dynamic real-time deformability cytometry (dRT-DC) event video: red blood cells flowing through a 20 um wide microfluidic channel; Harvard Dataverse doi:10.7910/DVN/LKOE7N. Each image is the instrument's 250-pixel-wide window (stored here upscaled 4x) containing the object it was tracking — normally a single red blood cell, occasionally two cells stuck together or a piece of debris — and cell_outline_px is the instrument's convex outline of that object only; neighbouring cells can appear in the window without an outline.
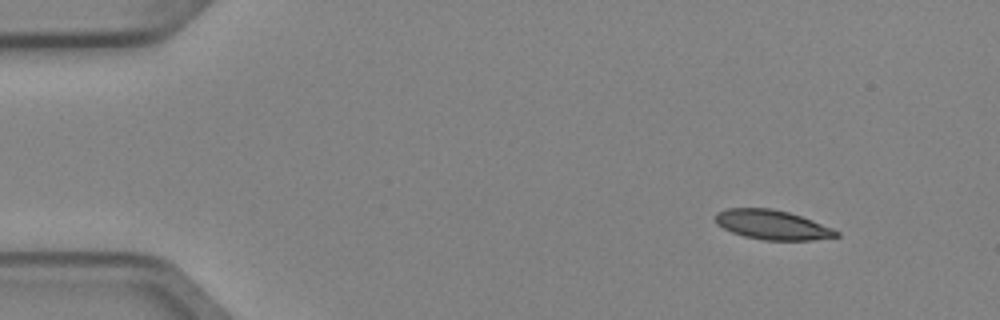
{"species": "Egyptian fruit bat (a non-hibernating species)", "species_latin": "Rousettus aegyptiacus", "temperature_condition": "cold", "stored_images_in_passage": 6, "camera_frame_rate_fps": 3000, "um_per_image_px": 0.085, "animal": {"sex": "female"}, "frame": {"image": 1, "passage_image": 1, "time_ms": 0.0, "image_size_px": [1000, 320], "cell_outline_px": [[840, 236], [812, 240], [764, 240], [744, 236], [732, 232], [716, 224], [716, 212], [728, 208], [772, 208], [788, 212], [812, 220], [832, 228], [840, 232]], "centroid_in_image_um": [65.65, 19.11], "position_along_channel_um": 19.4, "area_um2": 20.69}}
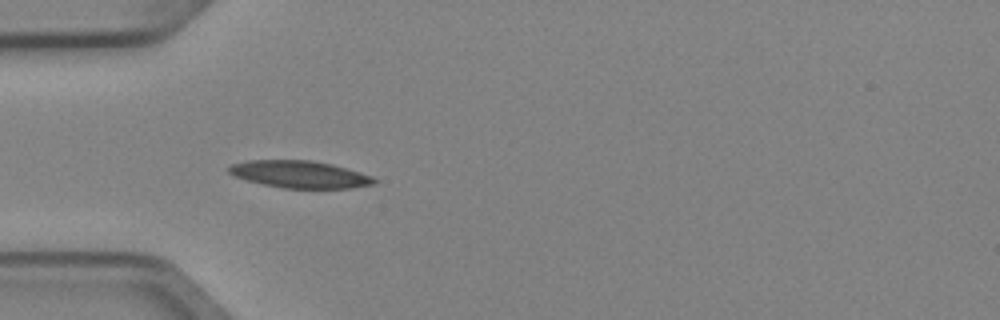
{"frame": {"image": 2, "passage_image": 4, "time_ms": 1.0, "image_size_px": [1000, 320], "cell_outline_px": [[376, 184], [352, 188], [284, 188], [264, 184], [232, 176], [228, 172], [228, 168], [232, 164], [248, 160], [312, 160], [332, 164], [360, 172], [372, 176], [376, 180]], "centroid_in_image_um": [25.49, 14.81], "position_along_channel_um": 59.5, "area_um2": 23.0}}
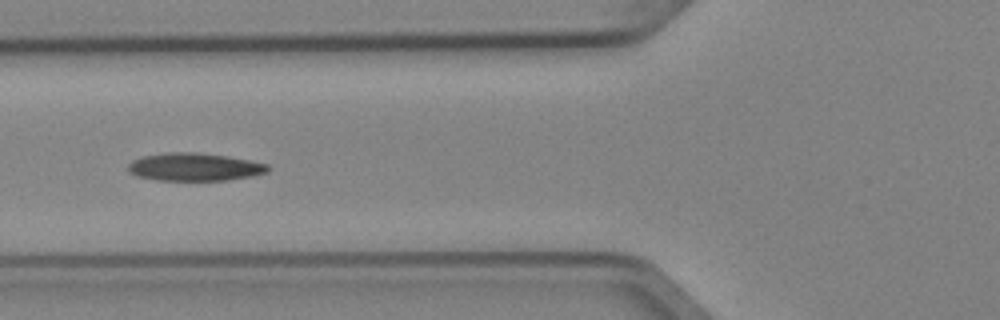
{"frame": {"image": 3, "passage_image": 5, "time_ms": 1.333, "image_size_px": [1000, 320], "cell_outline_px": [[268, 172], [252, 176], [228, 180], [156, 180], [136, 176], [128, 172], [128, 164], [132, 160], [144, 156], [168, 152], [196, 152], [228, 156], [268, 164]], "centroid_in_image_um": [16.51, 14.19], "position_along_channel_um": 109.3, "area_um2": 22.72}}